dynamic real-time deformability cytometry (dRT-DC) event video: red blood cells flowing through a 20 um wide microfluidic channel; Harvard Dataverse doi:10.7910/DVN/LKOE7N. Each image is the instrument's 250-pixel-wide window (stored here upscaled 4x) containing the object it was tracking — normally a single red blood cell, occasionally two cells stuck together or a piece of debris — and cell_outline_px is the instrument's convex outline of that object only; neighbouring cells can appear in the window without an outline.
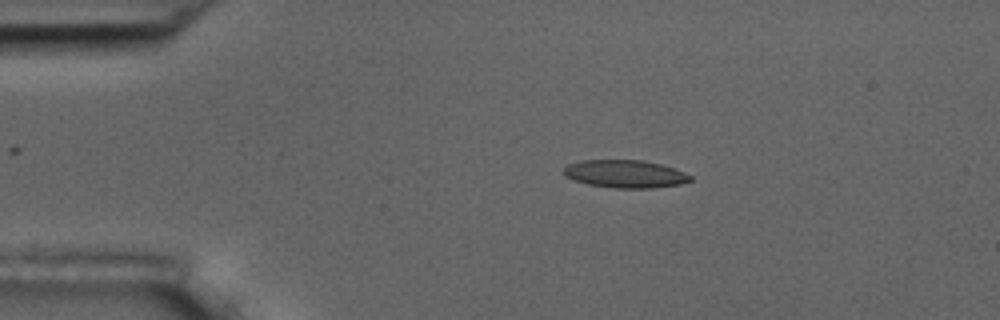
{"species": "common noctule bat (a hibernating species)", "species_latin": "Nyctalus noctula", "temperature_condition": "room temperature", "stored_images_in_passage": 7, "camera_frame_rate_fps": 3000, "um_per_image_px": 0.085, "animal": {"sex": "male", "body_mass_g": 17.5, "forearm_length_mm": 52.3}, "frame": {"image": 1, "passage_image": 2, "time_ms": 1.333, "image_size_px": [1000, 320], "cell_outline_px": [[692, 180], [680, 184], [652, 188], [612, 188], [588, 184], [564, 176], [560, 172], [568, 164], [580, 160], [644, 160], [660, 164], [684, 172], [692, 176]], "centroid_in_image_um": [53.1, 14.78], "position_along_channel_um": 31.9, "area_um2": 20.58}}
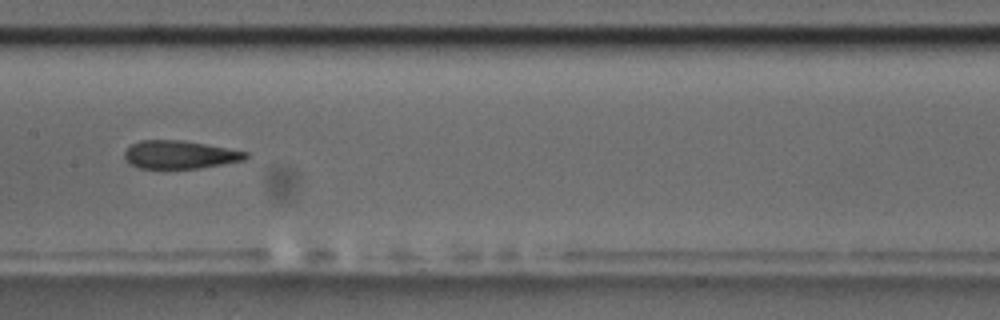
{"frame": {"image": 2, "passage_image": 7, "time_ms": 7.0, "image_size_px": [1000, 320], "cell_outline_px": [[248, 156], [244, 160], [196, 168], [140, 168], [128, 164], [124, 160], [124, 152], [132, 144], [140, 140], [180, 140], [204, 144], [248, 152]], "centroid_in_image_um": [15.21, 13.14], "position_along_channel_um": 192.2, "area_um2": 19.59}}